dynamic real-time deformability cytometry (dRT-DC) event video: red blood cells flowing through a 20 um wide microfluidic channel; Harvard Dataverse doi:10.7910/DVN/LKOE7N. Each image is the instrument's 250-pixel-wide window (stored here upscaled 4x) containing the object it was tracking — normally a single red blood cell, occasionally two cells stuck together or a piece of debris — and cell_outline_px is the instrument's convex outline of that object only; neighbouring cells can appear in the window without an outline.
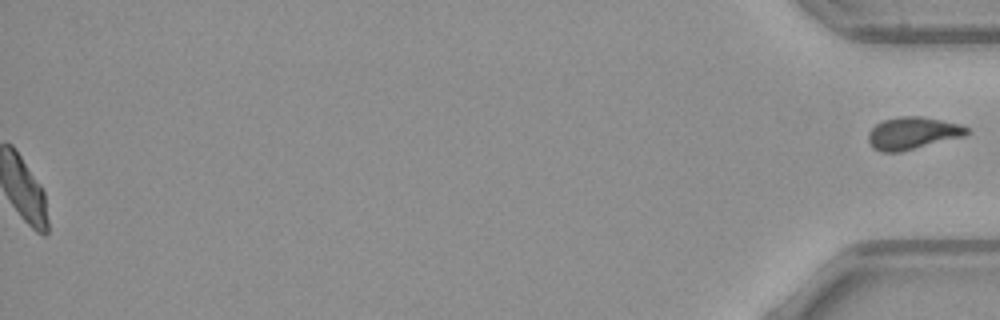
{"species": "common noctule bat (a hibernating species)", "species_latin": "Nyctalus noctula", "temperature_condition": "warm", "stored_images_in_passage": 54, "segment_of_instrument_passage": [2, 2], "camera_frame_rate_fps": 3000, "um_per_image_px": 0.085, "animal": {"sex": "female", "body_mass_g": 21.9}, "frame": {"image": 1, "passage_image": 54, "time_ms": 17.667, "image_size_px": [1000, 320], "cell_outline_px": [[968, 132], [964, 136], [900, 152], [880, 152], [872, 148], [868, 140], [868, 132], [876, 124], [884, 120], [900, 116], [924, 116], [960, 124], [968, 128]], "centroid_in_image_um": [77.55, 11.32], "position_along_channel_um": 357.7, "area_um2": 18.55}}